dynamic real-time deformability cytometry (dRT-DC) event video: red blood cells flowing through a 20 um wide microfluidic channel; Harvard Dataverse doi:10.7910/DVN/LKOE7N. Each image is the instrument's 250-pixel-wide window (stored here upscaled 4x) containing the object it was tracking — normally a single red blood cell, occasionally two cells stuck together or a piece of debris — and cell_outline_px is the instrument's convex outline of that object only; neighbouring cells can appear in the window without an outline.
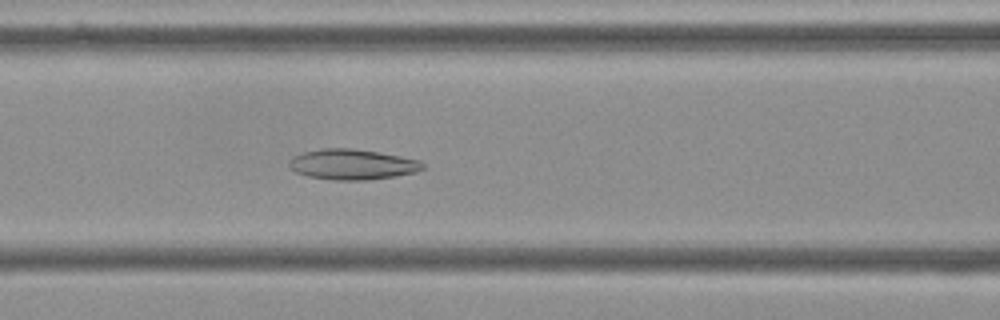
{"species": "Egyptian fruit bat (a non-hibernating species)", "species_latin": "Rousettus aegyptiacus", "temperature_condition": "cold", "stored_images_in_passage": 54, "camera_frame_rate_fps": 3000, "um_per_image_px": 0.085, "frame": {"image": 1, "passage_image": 21, "time_ms": 6.667, "image_size_px": [1000, 320], "cell_outline_px": [[424, 168], [416, 172], [396, 176], [368, 180], [332, 180], [308, 176], [296, 172], [288, 164], [288, 160], [292, 156], [304, 152], [320, 148], [352, 148], [380, 152], [420, 160], [424, 164]], "centroid_in_image_um": [29.94, 13.97], "position_along_channel_um": 136.7, "area_um2": 23.87}}
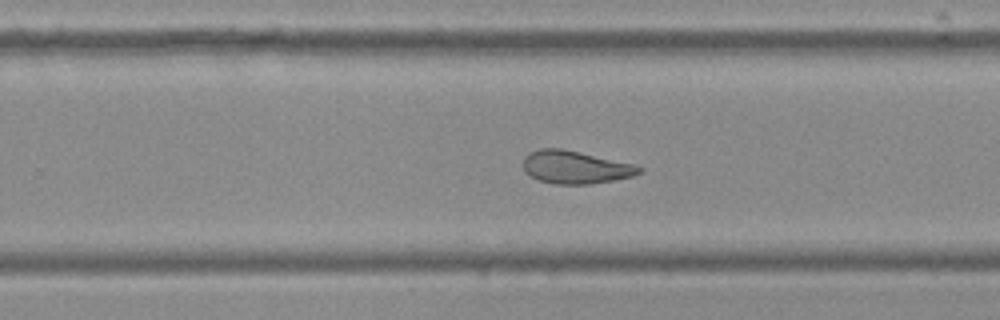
{"frame": {"image": 2, "passage_image": 33, "time_ms": 10.667, "image_size_px": [1000, 320], "cell_outline_px": [[644, 168], [640, 172], [632, 176], [612, 180], [588, 184], [556, 184], [540, 180], [524, 172], [524, 156], [528, 152], [540, 148], [560, 148], [636, 164]], "centroid_in_image_um": [48.9, 14.2], "position_along_channel_um": 280.9, "area_um2": 22.08}}
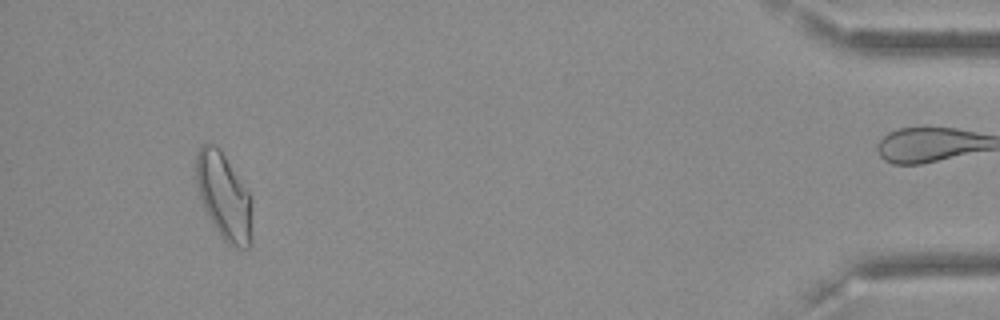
{"frame": {"image": 3, "passage_image": 50, "time_ms": 16.333, "image_size_px": [1000, 320], "cell_outline_px": [[252, 244], [248, 248], [236, 248], [228, 244], [220, 236], [212, 224], [200, 200], [196, 184], [196, 156], [200, 148], [204, 144], [212, 144], [220, 148], [252, 196]], "centroid_in_image_um": [19.06, 16.74], "position_along_channel_um": 416.1, "area_um2": 28.78}, "authors_computed_cell_mechanics": {"area_um2": 25.5187, "velocity_mm_per_s": 3.6126, "shape_relaxation_time_tau1_ms": null, "shape_relaxation_time_tau2_ms": 3.6585, "deformation_change_tau1": null, "deformation_change_tau2": 0.1147}}